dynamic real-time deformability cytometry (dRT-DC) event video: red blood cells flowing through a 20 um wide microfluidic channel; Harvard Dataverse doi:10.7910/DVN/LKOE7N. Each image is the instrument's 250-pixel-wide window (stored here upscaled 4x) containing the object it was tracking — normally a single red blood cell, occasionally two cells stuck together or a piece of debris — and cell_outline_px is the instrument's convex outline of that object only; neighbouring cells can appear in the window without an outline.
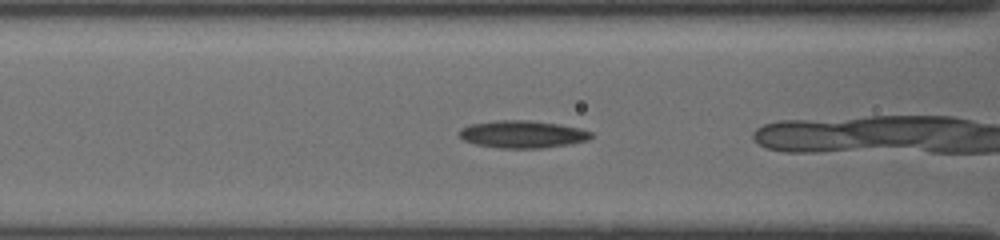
{"species": "common noctule bat (a hibernating species)", "species_latin": "Nyctalus noctula", "temperature_condition": "cold", "stored_images_in_passage": 28, "camera_frame_rate_fps": 3000, "um_per_image_px": 0.085, "animal": {"sex": "female", "body_mass_g": 19.5, "forearm_length_mm": 54.1}, "frame": {"image": 1, "passage_image": 10, "time_ms": 3.333, "image_size_px": [1000, 240], "cell_outline_px": [[592, 136], [588, 140], [572, 144], [544, 148], [496, 148], [476, 144], [464, 140], [460, 136], [460, 128], [472, 124], [496, 120], [532, 120], [560, 124], [580, 128], [592, 132]], "centroid_in_image_um": [44.45, 11.41], "position_along_channel_um": 122.1, "area_um2": 21.21}}
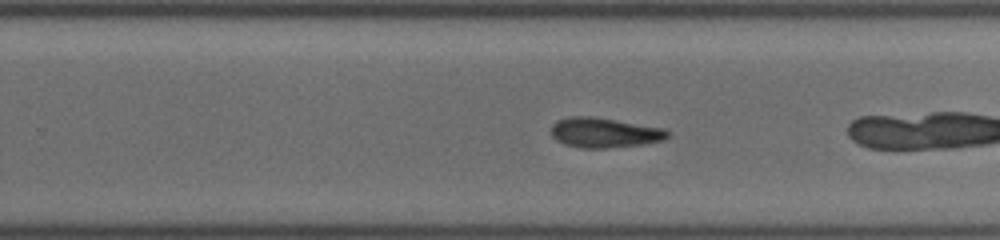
{"frame": {"image": 2, "passage_image": 21, "time_ms": 7.333, "image_size_px": [1000, 240], "cell_outline_px": [[672, 132], [664, 140], [644, 144], [608, 148], [580, 148], [564, 144], [556, 140], [552, 136], [552, 124], [556, 120], [568, 116], [592, 116], [664, 128]], "centroid_in_image_um": [51.37, 11.27], "position_along_channel_um": 278.4, "area_um2": 20.52}}
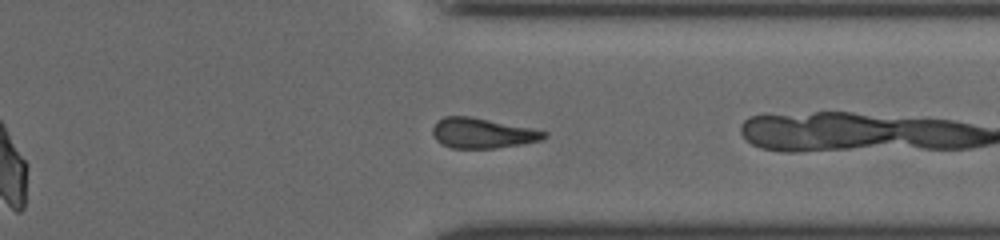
{"frame": {"image": 3, "passage_image": 27, "time_ms": 9.667, "image_size_px": [1000, 240], "cell_outline_px": [[548, 136], [544, 140], [524, 144], [496, 148], [452, 148], [440, 144], [436, 140], [432, 132], [432, 128], [436, 120], [444, 116], [472, 116], [548, 132]], "centroid_in_image_um": [40.99, 11.32], "position_along_channel_um": 370.4, "area_um2": 19.83}}